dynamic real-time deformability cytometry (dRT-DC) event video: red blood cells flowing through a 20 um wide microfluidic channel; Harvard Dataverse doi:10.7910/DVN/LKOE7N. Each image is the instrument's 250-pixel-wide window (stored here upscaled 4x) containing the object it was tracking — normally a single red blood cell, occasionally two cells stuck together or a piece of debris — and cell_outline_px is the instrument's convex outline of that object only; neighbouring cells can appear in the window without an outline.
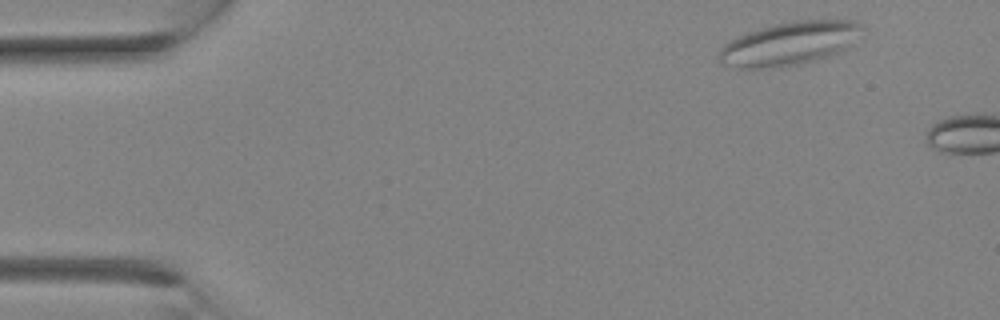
{"species": "Egyptian fruit bat (a non-hibernating species)", "species_latin": "Rousettus aegyptiacus", "temperature_condition": "room temperature", "stored_images_in_passage": 3, "camera_frame_rate_fps": 3000, "um_per_image_px": 0.085, "animal": {"sex": "female"}, "frame": {"image": 1, "passage_image": 1, "time_ms": 0.0, "image_size_px": [1000, 320], "cell_outline_px": [[860, 24], [844, 48], [840, 52], [828, 56], [784, 68], [740, 68], [720, 64], [716, 60], [720, 48], [724, 44], [748, 32], [776, 24], [796, 20], [856, 20]], "centroid_in_image_um": [66.94, 3.73], "position_along_channel_um": 18.1, "area_um2": 35.32}}